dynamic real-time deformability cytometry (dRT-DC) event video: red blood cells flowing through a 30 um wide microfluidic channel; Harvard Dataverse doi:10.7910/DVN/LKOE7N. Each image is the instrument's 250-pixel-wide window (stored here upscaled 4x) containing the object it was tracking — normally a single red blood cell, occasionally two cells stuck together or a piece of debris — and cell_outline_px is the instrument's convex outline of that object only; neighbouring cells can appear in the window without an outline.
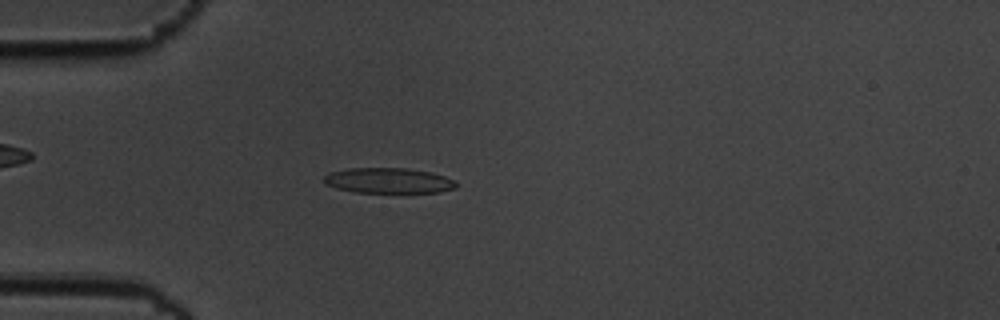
{"species": "common noctule bat (a hibernating species)", "species_latin": "Nyctalus noctula", "temperature_condition": "cold", "stored_images_in_passage": 57, "camera_frame_rate_fps": 3000, "um_per_image_px": 0.085, "animal": {"sex": "male", "body_mass_g": 19.5, "forearm_length_mm": 54.6}, "frame": {"image": 1, "passage_image": 16, "time_ms": 5.0, "image_size_px": [1000, 320], "cell_outline_px": [[456, 188], [440, 192], [356, 192], [336, 188], [324, 184], [324, 176], [328, 172], [348, 168], [404, 168], [432, 172], [444, 176], [452, 180], [456, 184]], "centroid_in_image_um": [32.98, 15.34], "position_along_channel_um": 52.0, "area_um2": 19.48}}
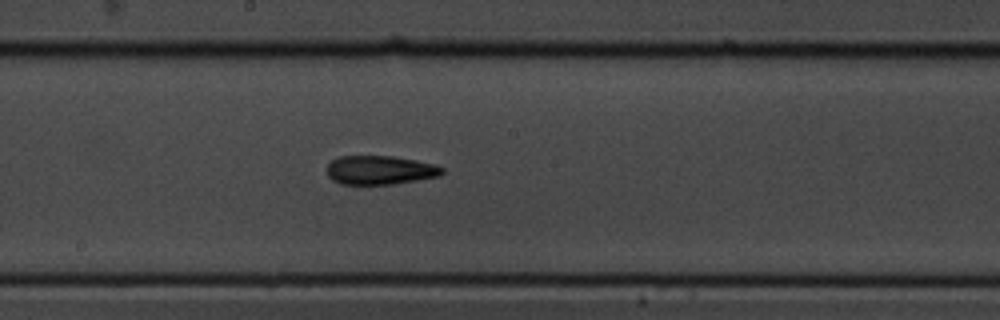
{"frame": {"image": 2, "passage_image": 31, "time_ms": 10.0, "image_size_px": [1000, 320], "cell_outline_px": [[444, 172], [440, 176], [392, 184], [340, 184], [332, 180], [328, 176], [328, 164], [332, 160], [340, 156], [392, 156], [416, 160], [436, 164], [444, 168]], "centroid_in_image_um": [32.32, 14.45], "position_along_channel_um": 215.9, "area_um2": 19.42}}
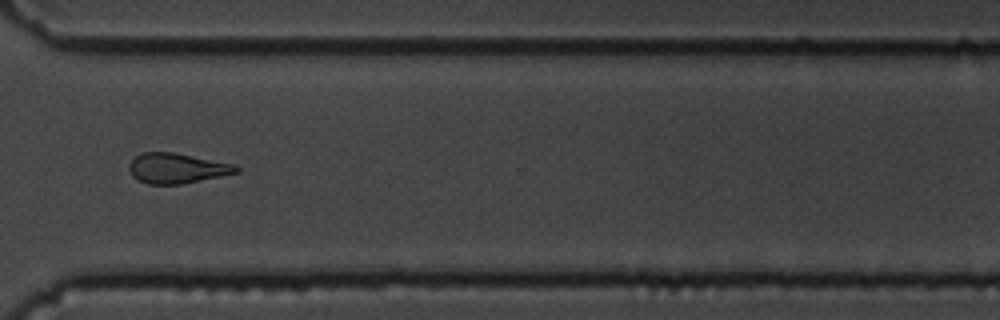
{"frame": {"image": 3, "passage_image": 43, "time_ms": 14.0, "image_size_px": [1000, 320], "cell_outline_px": [[240, 172], [180, 184], [148, 184], [132, 176], [128, 168], [128, 164], [136, 156], [144, 152], [172, 152], [236, 164], [240, 168]], "centroid_in_image_um": [15.05, 14.29], "position_along_channel_um": 355.6, "area_um2": 18.73}, "authors_computed_cell_mechanics": {"area_um2": 19.1318, "velocity_mm_per_s": 3.4939, "shape_relaxation_time_tau1_ms": 5.6272, "shape_relaxation_time_tau2_ms": 5.1501, "deformation_change_tau1": 0.1695, "deformation_change_tau2": 0.1277}}